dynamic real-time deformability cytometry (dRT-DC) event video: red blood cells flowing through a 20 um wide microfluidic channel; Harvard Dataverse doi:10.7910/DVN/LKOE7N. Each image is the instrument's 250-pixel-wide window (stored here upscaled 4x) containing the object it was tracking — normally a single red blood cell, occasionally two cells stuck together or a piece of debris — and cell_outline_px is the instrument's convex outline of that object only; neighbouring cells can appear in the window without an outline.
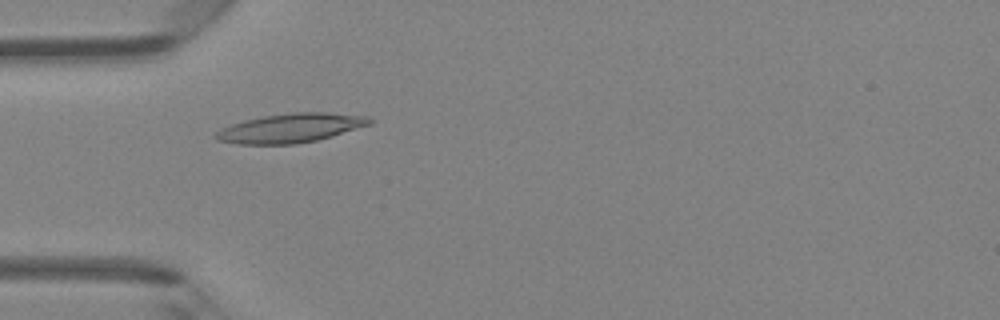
{"species": "Egyptian fruit bat (a non-hibernating species)", "species_latin": "Rousettus aegyptiacus", "temperature_condition": "room temperature", "stored_images_in_passage": 30, "camera_frame_rate_fps": 3000, "um_per_image_px": 0.085, "animal": {"sex": "female"}, "frame": {"image": 1, "passage_image": 4, "time_ms": 1.0, "image_size_px": [1000, 320], "cell_outline_px": [[372, 124], [332, 136], [316, 140], [296, 144], [236, 144], [216, 140], [212, 136], [220, 128], [244, 120], [264, 116], [292, 112], [328, 112], [368, 116], [372, 120]], "centroid_in_image_um": [24.69, 10.88], "position_along_channel_um": 60.3, "area_um2": 26.24}}
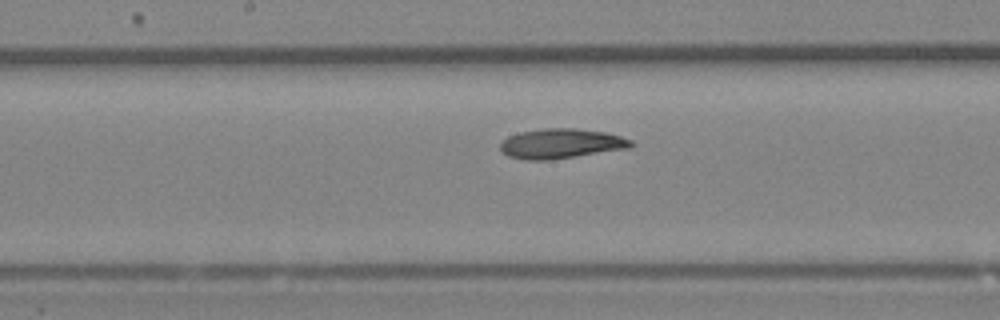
{"frame": {"image": 2, "passage_image": 14, "time_ms": 4.333, "image_size_px": [1000, 320], "cell_outline_px": [[632, 148], [552, 160], [524, 160], [508, 156], [500, 148], [500, 144], [508, 136], [520, 132], [544, 128], [576, 128], [604, 132], [620, 136], [632, 140]], "centroid_in_image_um": [47.71, 12.21], "position_along_channel_um": 200.5, "area_um2": 22.83}}
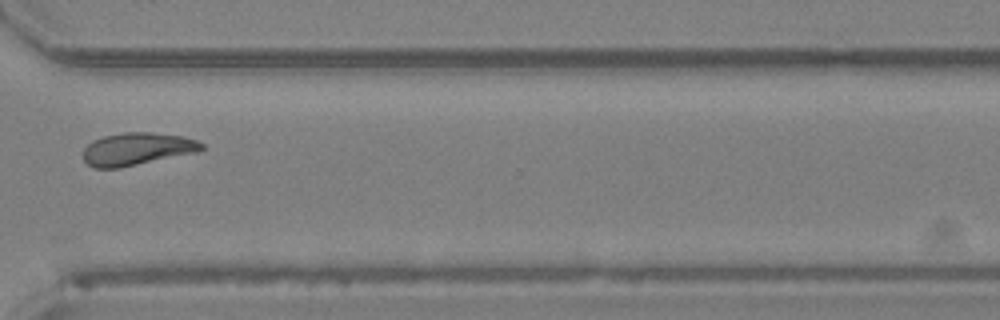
{"frame": {"image": 3, "passage_image": 25, "time_ms": 8.0, "image_size_px": [1000, 320], "cell_outline_px": [[204, 148], [200, 152], [120, 168], [92, 168], [84, 160], [84, 148], [92, 140], [104, 136], [124, 132], [148, 132], [184, 136], [196, 140], [204, 144]], "centroid_in_image_um": [11.68, 12.67], "position_along_channel_um": 358.9, "area_um2": 22.72}, "authors_computed_cell_mechanics": {"area_um2": 22.6287, "velocity_mm_per_s": 4.3011, "shape_relaxation_time_tau1_ms": 7.4179, "shape_relaxation_time_tau2_ms": 4.4316, "deformation_change_tau1": 0.1994, "deformation_change_tau2": 0.113}}